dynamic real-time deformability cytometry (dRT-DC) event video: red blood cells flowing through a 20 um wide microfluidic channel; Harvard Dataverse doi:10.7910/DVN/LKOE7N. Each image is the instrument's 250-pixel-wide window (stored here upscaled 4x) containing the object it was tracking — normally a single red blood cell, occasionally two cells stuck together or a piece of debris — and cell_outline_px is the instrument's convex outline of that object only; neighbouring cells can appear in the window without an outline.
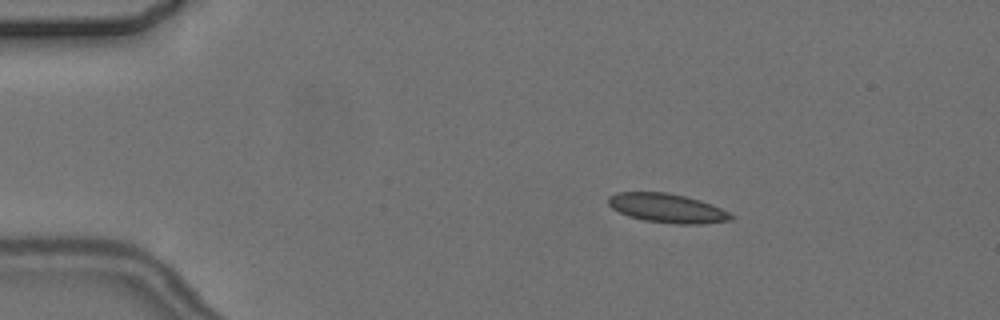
{"species": "common noctule bat (a hibernating species)", "species_latin": "Nyctalus noctula", "temperature_condition": "cold", "stored_images_in_passage": 5, "camera_frame_rate_fps": 3000, "um_per_image_px": 0.085, "animal": {"sex": "female", "body_mass_g": 24.6, "forearm_length_mm": 56.2}, "frame": {"image": 1, "passage_image": 3, "time_ms": 2.333, "image_size_px": [1000, 320], "cell_outline_px": [[732, 220], [700, 224], [676, 224], [644, 220], [628, 216], [612, 208], [608, 204], [608, 196], [616, 192], [668, 192], [700, 200], [712, 204], [728, 212], [732, 216]], "centroid_in_image_um": [56.68, 17.69], "position_along_channel_um": 28.3, "area_um2": 20.75}}